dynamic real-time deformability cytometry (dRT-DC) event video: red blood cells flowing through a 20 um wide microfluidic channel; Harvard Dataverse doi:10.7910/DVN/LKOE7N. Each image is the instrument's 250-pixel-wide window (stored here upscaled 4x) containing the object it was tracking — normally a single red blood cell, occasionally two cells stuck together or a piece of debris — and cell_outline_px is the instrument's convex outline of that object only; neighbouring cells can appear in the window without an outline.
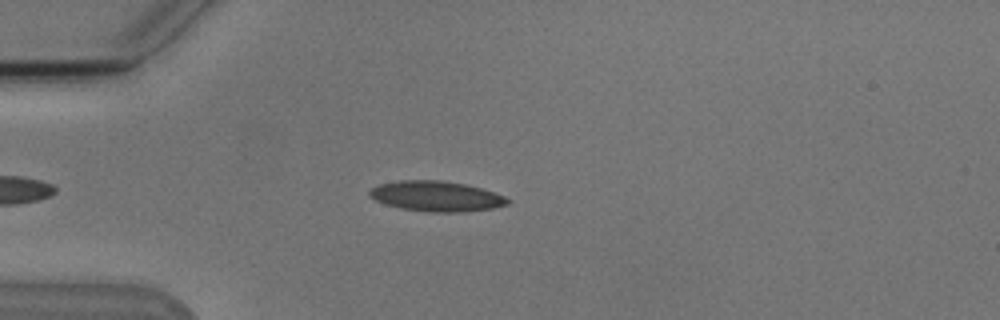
{"species": "Egyptian fruit bat (a non-hibernating species)", "species_latin": "Rousettus aegyptiacus", "temperature_condition": "cold", "stored_images_in_passage": 4, "camera_frame_rate_fps": 3000, "um_per_image_px": 0.085, "animal": {"sex": "male"}, "frame": {"image": 1, "passage_image": 4, "time_ms": 3.667, "image_size_px": [1000, 320], "cell_outline_px": [[512, 200], [508, 204], [492, 208], [464, 212], [428, 212], [400, 208], [384, 204], [368, 196], [368, 192], [372, 188], [380, 184], [400, 180], [444, 180], [464, 184], [480, 188], [504, 196]], "centroid_in_image_um": [37.07, 16.68], "position_along_channel_um": 47.9, "area_um2": 24.39}}